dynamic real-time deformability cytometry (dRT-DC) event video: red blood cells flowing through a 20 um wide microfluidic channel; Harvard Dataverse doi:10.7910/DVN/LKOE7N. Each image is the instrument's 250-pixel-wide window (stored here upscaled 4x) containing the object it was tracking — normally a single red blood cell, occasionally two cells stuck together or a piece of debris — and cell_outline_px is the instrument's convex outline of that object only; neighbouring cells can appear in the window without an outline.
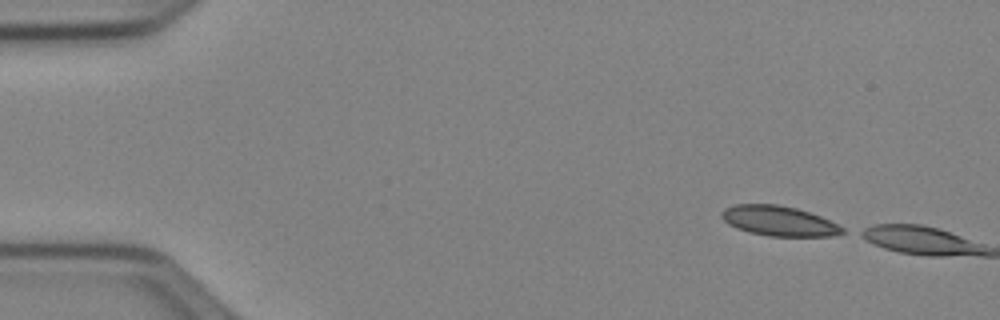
{"species": "Egyptian fruit bat (a non-hibernating species)", "species_latin": "Rousettus aegyptiacus", "temperature_condition": "cold", "stored_images_in_passage": 2, "camera_frame_rate_fps": 3000, "um_per_image_px": 0.085, "animal": {"sex": "female"}, "frame": {"image": 1, "passage_image": 1, "time_ms": 0.0, "image_size_px": [1000, 320], "cell_outline_px": [[844, 232], [832, 236], [768, 236], [748, 232], [736, 228], [728, 224], [720, 216], [720, 212], [724, 208], [736, 204], [776, 204], [796, 208], [820, 216], [844, 228]], "centroid_in_image_um": [66.15, 18.78], "position_along_channel_um": 18.9, "area_um2": 21.04}}